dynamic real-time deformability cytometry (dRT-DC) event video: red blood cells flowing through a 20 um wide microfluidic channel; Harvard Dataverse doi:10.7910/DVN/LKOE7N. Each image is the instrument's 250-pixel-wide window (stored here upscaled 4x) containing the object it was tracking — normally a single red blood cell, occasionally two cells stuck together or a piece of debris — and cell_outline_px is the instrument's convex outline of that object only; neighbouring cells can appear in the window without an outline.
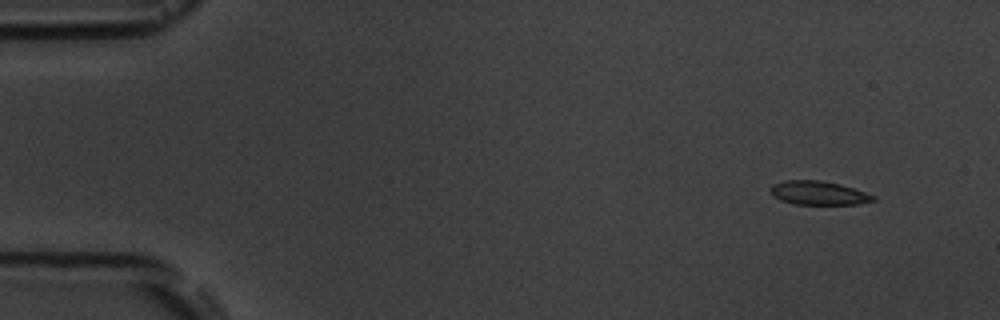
{"species": "common noctule bat (a hibernating species)", "species_latin": "Nyctalus noctula", "temperature_condition": "room temperature", "stored_images_in_passage": 10, "camera_frame_rate_fps": 3000, "um_per_image_px": 0.085, "animal": {"sex": "male", "body_mass_g": 19.5, "forearm_length_mm": 54.6}, "frame": {"image": 1, "passage_image": 1, "time_ms": 0.0, "image_size_px": [1000, 320], "cell_outline_px": [[876, 200], [856, 204], [796, 204], [780, 200], [772, 196], [772, 184], [784, 180], [820, 180], [840, 184], [876, 196]], "centroid_in_image_um": [69.56, 16.4], "position_along_channel_um": 15.4, "area_um2": 14.1}}
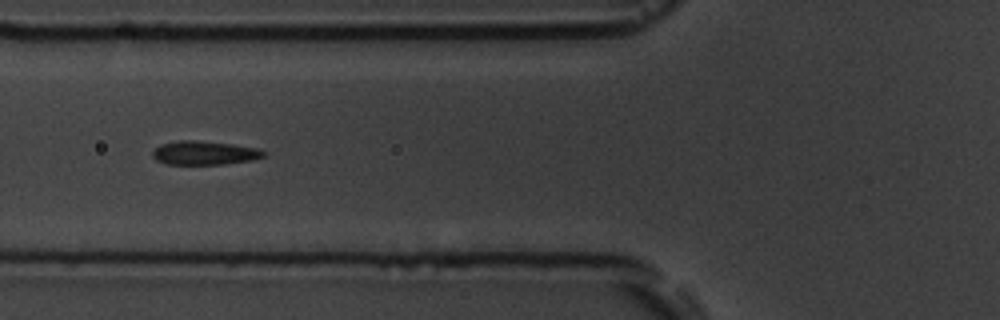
{"frame": {"image": 2, "passage_image": 6, "time_ms": 5.667, "image_size_px": [1000, 320], "cell_outline_px": [[268, 152], [264, 156], [252, 160], [224, 164], [168, 164], [156, 160], [152, 156], [152, 152], [160, 144], [176, 140], [196, 140], [232, 144], [256, 148]], "centroid_in_image_um": [17.36, 12.99], "position_along_channel_um": 108.4, "area_um2": 15.43}}
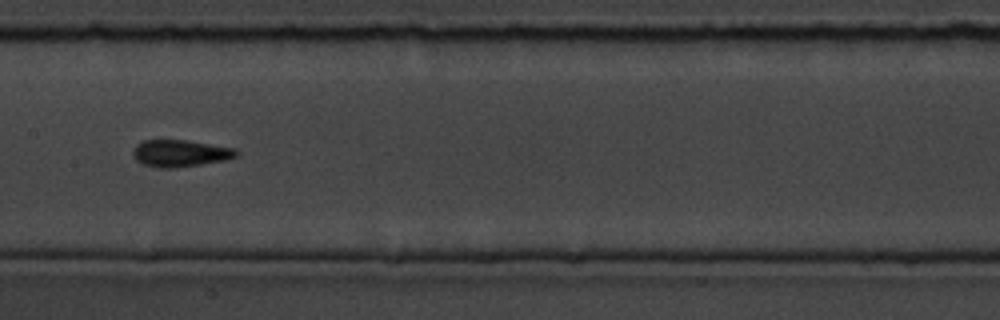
{"frame": {"image": 3, "passage_image": 8, "time_ms": 8.0, "image_size_px": [1000, 320], "cell_outline_px": [[240, 152], [236, 156], [228, 160], [176, 168], [160, 168], [144, 164], [136, 160], [132, 152], [136, 144], [144, 140], [188, 140], [236, 148]], "centroid_in_image_um": [15.36, 13.03], "position_along_channel_um": 192.0, "area_um2": 16.42}}